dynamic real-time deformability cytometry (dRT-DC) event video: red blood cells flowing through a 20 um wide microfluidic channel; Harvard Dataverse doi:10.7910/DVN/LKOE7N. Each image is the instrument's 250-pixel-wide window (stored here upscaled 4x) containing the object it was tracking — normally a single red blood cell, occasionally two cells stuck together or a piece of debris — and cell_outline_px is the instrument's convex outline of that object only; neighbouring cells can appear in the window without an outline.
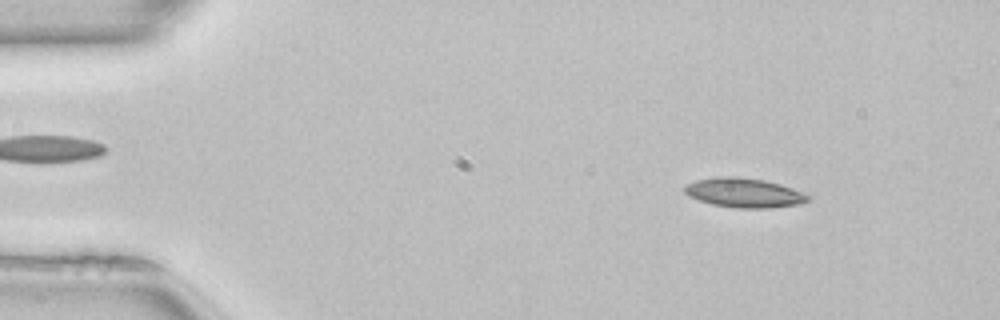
{"species": "common noctule bat (a hibernating species)", "species_latin": "Nyctalus noctula", "temperature_condition": "room temperature", "stored_images_in_passage": 50, "camera_frame_rate_fps": 3000, "um_per_image_px": 0.085, "animal": {"sex": "female", "body_mass_g": 22.7, "forearm_length_mm": 54.2}, "frame": {"image": 1, "passage_image": 6, "time_ms": 1.667, "image_size_px": [1000, 320], "cell_outline_px": [[812, 196], [808, 200], [800, 204], [768, 208], [736, 208], [712, 204], [688, 196], [684, 192], [684, 184], [696, 180], [720, 176], [736, 176], [764, 180], [780, 184], [792, 188]], "centroid_in_image_um": [63.23, 16.38], "position_along_channel_um": 21.8, "area_um2": 21.21}}
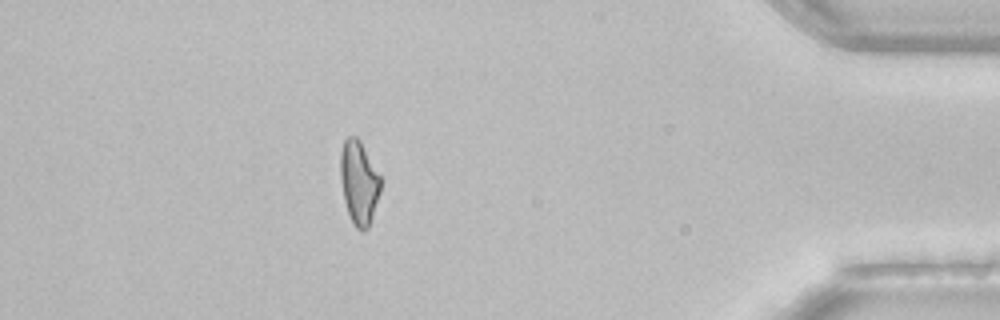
{"frame": {"image": 2, "passage_image": 44, "time_ms": 14.333, "image_size_px": [1000, 320], "cell_outline_px": [[380, 192], [368, 228], [364, 232], [356, 228], [348, 212], [344, 200], [340, 176], [340, 152], [344, 140], [348, 136], [356, 136], [360, 140], [380, 176]], "centroid_in_image_um": [30.49, 15.49], "position_along_channel_um": 404.7, "area_um2": 19.36}}